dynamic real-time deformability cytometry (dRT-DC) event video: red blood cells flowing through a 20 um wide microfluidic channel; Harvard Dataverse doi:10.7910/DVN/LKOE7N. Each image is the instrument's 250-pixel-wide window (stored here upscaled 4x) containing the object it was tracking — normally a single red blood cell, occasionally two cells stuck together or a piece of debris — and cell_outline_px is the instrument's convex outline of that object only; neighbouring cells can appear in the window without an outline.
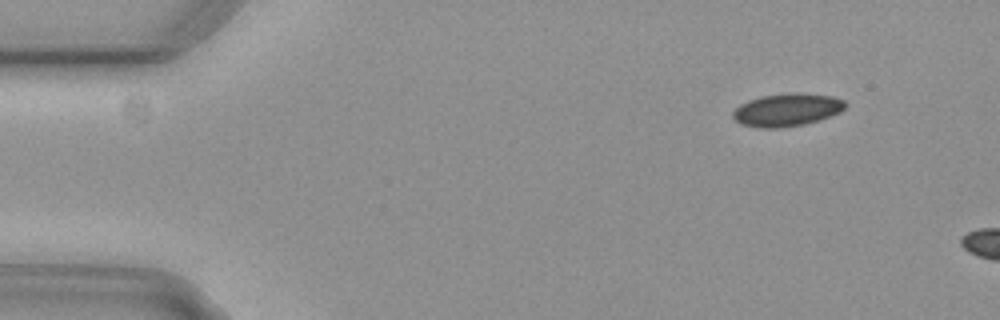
{"species": "common noctule bat (a hibernating species)", "species_latin": "Nyctalus noctula", "temperature_condition": "cold", "stored_images_in_passage": 3, "camera_frame_rate_fps": 3000, "um_per_image_px": 0.085, "animal": {"sex": "female", "body_mass_g": 29.2, "forearm_length_mm": 56.3}, "frame": {"image": 1, "passage_image": 2, "time_ms": 0.333, "image_size_px": [1000, 320], "cell_outline_px": [[848, 104], [840, 112], [804, 124], [776, 128], [760, 128], [740, 124], [732, 116], [732, 112], [740, 104], [748, 100], [760, 96], [792, 92], [796, 92], [832, 96], [844, 100]], "centroid_in_image_um": [66.87, 9.32], "position_along_channel_um": 18.1, "area_um2": 21.44}}